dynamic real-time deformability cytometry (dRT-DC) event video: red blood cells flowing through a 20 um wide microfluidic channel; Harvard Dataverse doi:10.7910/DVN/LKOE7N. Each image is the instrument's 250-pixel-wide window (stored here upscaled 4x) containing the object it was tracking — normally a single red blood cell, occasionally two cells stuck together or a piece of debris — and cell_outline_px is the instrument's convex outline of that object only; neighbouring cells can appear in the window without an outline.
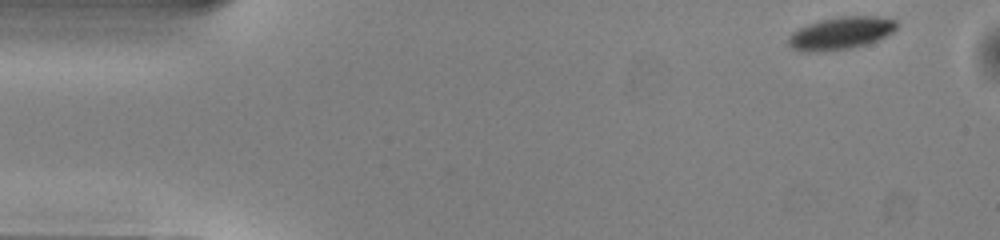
{"species": "common noctule bat (a hibernating species)", "species_latin": "Nyctalus noctula", "temperature_condition": "warm", "stored_images_in_passage": 39, "camera_frame_rate_fps": 3000, "um_per_image_px": 0.085, "animal": {"sex": "male", "body_mass_g": 13.0, "forearm_length_mm": 53.1}, "frame": {"image": 1, "passage_image": 1, "time_ms": 0.0, "image_size_px": [1000, 240], "cell_outline_px": [[896, 28], [892, 32], [876, 40], [852, 48], [824, 52], [804, 52], [792, 48], [788, 44], [788, 36], [792, 32], [808, 24], [820, 20], [840, 16], [876, 16], [896, 20]], "centroid_in_image_um": [71.42, 2.83], "position_along_channel_um": 13.6, "area_um2": 20.46}}
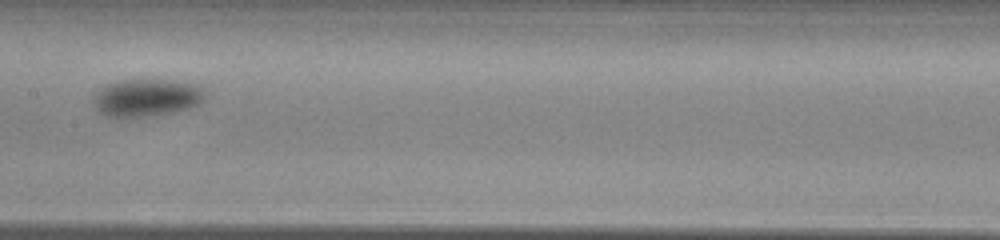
{"frame": {"image": 2, "passage_image": 23, "time_ms": 7.333, "image_size_px": [1000, 240], "cell_outline_px": [[204, 100], [200, 104], [188, 108], [172, 112], [144, 116], [104, 116], [96, 112], [96, 92], [104, 84], [116, 80], [172, 80], [196, 84], [204, 92]], "centroid_in_image_um": [12.45, 8.28], "position_along_channel_um": 195.0, "area_um2": 24.16}}
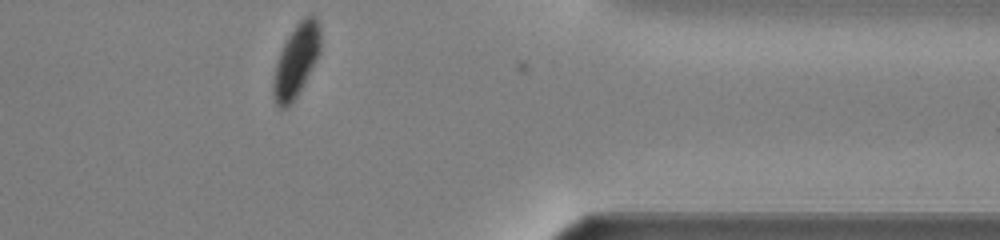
{"frame": {"image": 3, "passage_image": 39, "time_ms": 12.667, "image_size_px": [1000, 240], "cell_outline_px": [[320, 52], [316, 60], [296, 96], [284, 108], [280, 108], [276, 104], [272, 96], [272, 80], [276, 60], [288, 36], [296, 24], [304, 16], [316, 16], [320, 24]], "centroid_in_image_um": [25.16, 5.12], "position_along_channel_um": 386.2, "area_um2": 19.77}, "authors_computed_cell_mechanics": {"area_um2": 23.9292, "velocity_mm_per_s": 3.9736, "shape_relaxation_time_tau1_ms": 4.3507, "shape_relaxation_time_tau2_ms": null, "deformation_change_tau1": 0.1254, "deformation_change_tau2": null}}